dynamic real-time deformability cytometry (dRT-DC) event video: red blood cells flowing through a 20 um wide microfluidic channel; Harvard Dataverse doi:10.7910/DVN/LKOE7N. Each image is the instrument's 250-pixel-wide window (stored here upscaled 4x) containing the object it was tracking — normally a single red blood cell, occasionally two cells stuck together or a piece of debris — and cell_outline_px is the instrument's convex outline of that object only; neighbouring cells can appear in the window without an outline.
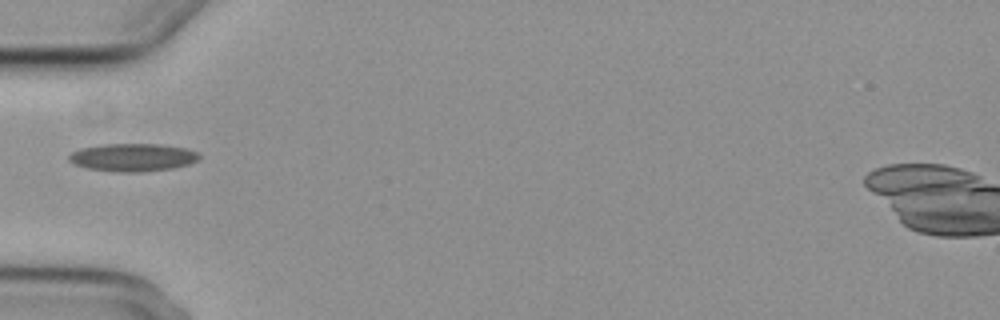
{"species": "common noctule bat (a hibernating species)", "species_latin": "Nyctalus noctula", "temperature_condition": "cold", "stored_images_in_passage": 5, "camera_frame_rate_fps": 3000, "um_per_image_px": 0.085, "animal": {"sex": "female", "body_mass_g": 29.2, "forearm_length_mm": 56.3}, "frame": {"image": 1, "passage_image": 4, "time_ms": 3.667, "image_size_px": [1000, 320], "cell_outline_px": [[200, 156], [196, 160], [188, 164], [172, 168], [140, 172], [120, 172], [88, 168], [76, 164], [68, 160], [68, 156], [72, 152], [80, 148], [104, 144], [160, 144], [184, 148], [196, 152]], "centroid_in_image_um": [11.26, 13.37], "position_along_channel_um": 73.7, "area_um2": 20.87}}
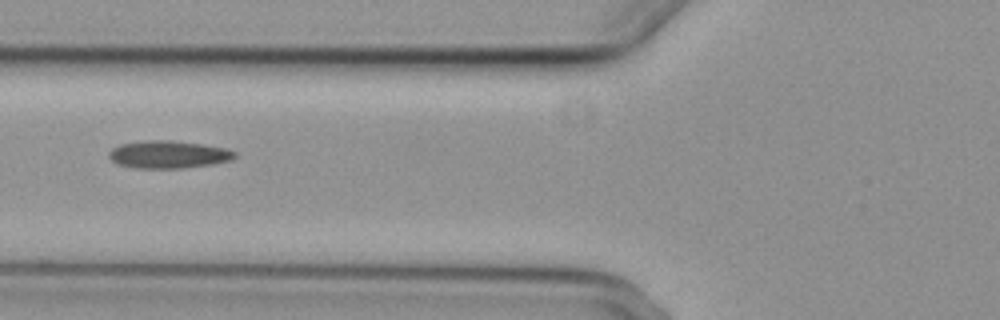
{"frame": {"image": 2, "passage_image": 5, "time_ms": 4.667, "image_size_px": [1000, 320], "cell_outline_px": [[236, 156], [232, 160], [212, 164], [184, 168], [136, 168], [116, 164], [108, 156], [108, 152], [112, 148], [120, 144], [144, 140], [172, 140], [204, 144], [228, 148], [236, 152]], "centroid_in_image_um": [14.32, 13.12], "position_along_channel_um": 111.5, "area_um2": 20.52}}